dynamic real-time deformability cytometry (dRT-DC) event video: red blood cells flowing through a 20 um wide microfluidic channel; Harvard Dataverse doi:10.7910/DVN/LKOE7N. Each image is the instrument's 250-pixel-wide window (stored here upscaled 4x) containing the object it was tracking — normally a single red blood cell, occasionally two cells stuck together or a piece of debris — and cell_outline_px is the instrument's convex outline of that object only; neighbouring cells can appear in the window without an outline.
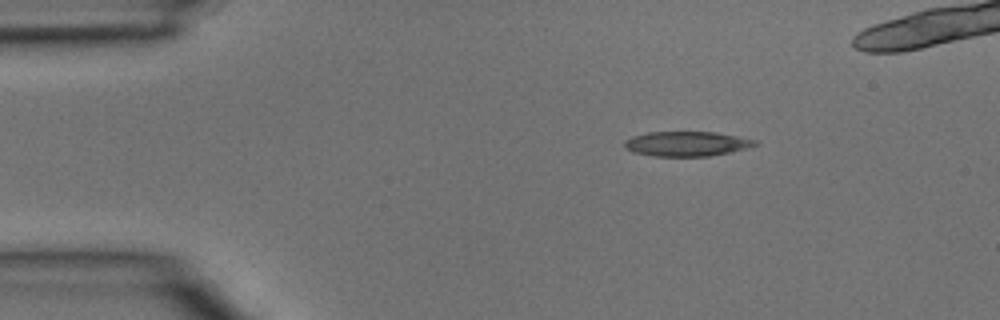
{"species": "common noctule bat (a hibernating species)", "species_latin": "Nyctalus noctula", "temperature_condition": "room temperature", "stored_images_in_passage": 3, "camera_frame_rate_fps": 3000, "um_per_image_px": 0.085, "animal": {"sex": "male", "body_mass_g": 15.6}, "frame": {"image": 1, "passage_image": 3, "time_ms": 0.667, "image_size_px": [1000, 320], "cell_outline_px": [[760, 144], [748, 148], [708, 156], [652, 156], [632, 152], [624, 148], [624, 140], [632, 136], [648, 132], [716, 132], [756, 140]], "centroid_in_image_um": [58.33, 12.22], "position_along_channel_um": 26.7, "area_um2": 18.9}}